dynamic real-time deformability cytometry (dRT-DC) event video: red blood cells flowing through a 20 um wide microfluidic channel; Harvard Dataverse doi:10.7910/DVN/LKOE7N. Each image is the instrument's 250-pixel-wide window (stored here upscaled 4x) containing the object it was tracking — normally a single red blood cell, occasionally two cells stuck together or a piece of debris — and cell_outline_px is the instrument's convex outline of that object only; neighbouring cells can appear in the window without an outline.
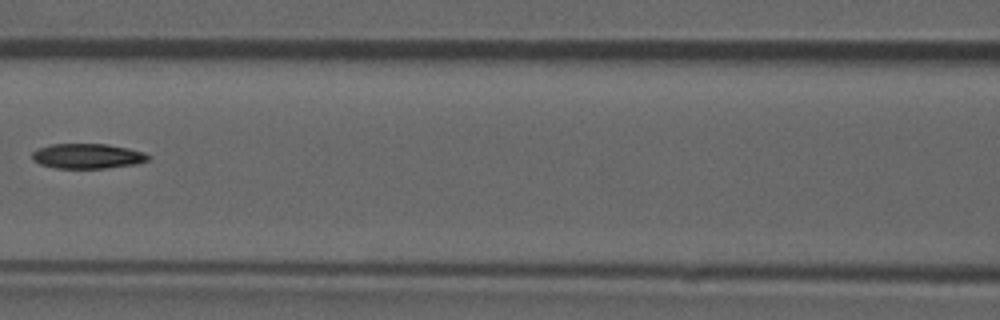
{"species": "common noctule bat (a hibernating species)", "species_latin": "Nyctalus noctula", "temperature_condition": "room temperature", "stored_images_in_passage": 7, "camera_frame_rate_fps": 3000, "um_per_image_px": 0.085, "animal": {"sex": "male", "forearm_length_mm": 52.5}, "frame": {"image": 1, "passage_image": 7, "time_ms": 2.0, "image_size_px": [1000, 320], "cell_outline_px": [[152, 156], [148, 160], [136, 164], [108, 168], [56, 168], [40, 164], [32, 160], [32, 152], [40, 148], [52, 144], [108, 144], [128, 148], [144, 152]], "centroid_in_image_um": [7.46, 13.27], "position_along_channel_um": 159.1, "area_um2": 16.94}}